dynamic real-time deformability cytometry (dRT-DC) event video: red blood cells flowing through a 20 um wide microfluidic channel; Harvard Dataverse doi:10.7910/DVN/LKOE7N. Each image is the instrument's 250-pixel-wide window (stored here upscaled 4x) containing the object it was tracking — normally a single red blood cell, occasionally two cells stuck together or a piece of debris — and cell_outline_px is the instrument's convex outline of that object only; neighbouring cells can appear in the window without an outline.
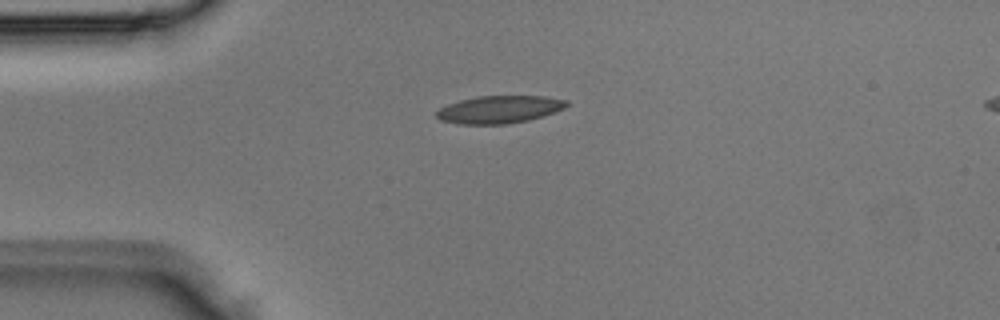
{"species": "Egyptian fruit bat (a non-hibernating species)", "species_latin": "Rousettus aegyptiacus", "temperature_condition": "room temperature", "stored_images_in_passage": 3, "camera_frame_rate_fps": 3000, "um_per_image_px": 0.085, "animal": {"sex": "male"}, "frame": {"image": 1, "passage_image": 2, "time_ms": 0.333, "image_size_px": [1000, 320], "cell_outline_px": [[568, 104], [564, 108], [528, 120], [504, 124], [460, 124], [440, 120], [436, 116], [436, 112], [440, 108], [448, 104], [460, 100], [476, 96], [544, 96], [568, 100]], "centroid_in_image_um": [42.41, 9.29], "position_along_channel_um": 42.6, "area_um2": 20.69}}